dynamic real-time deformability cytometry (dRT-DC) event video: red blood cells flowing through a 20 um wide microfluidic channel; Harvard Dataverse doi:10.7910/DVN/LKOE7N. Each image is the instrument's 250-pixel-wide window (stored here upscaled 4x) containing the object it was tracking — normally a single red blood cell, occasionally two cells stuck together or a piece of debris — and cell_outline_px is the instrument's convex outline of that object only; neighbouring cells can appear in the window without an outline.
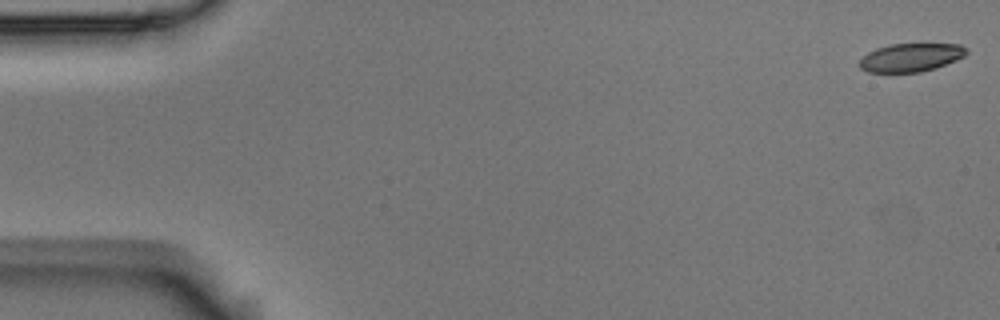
{"species": "Egyptian fruit bat (a non-hibernating species)", "species_latin": "Rousettus aegyptiacus", "temperature_condition": "room temperature", "stored_images_in_passage": 8, "camera_frame_rate_fps": 3000, "um_per_image_px": 0.085, "animal": {"sex": "male"}, "frame": {"image": 1, "passage_image": 1, "time_ms": 0.0, "image_size_px": [1000, 320], "cell_outline_px": [[968, 52], [964, 56], [956, 60], [936, 68], [920, 72], [868, 72], [860, 68], [860, 60], [868, 52], [876, 48], [892, 44], [960, 44]], "centroid_in_image_um": [77.42, 4.89], "position_along_channel_um": 7.6, "area_um2": 17.51}}
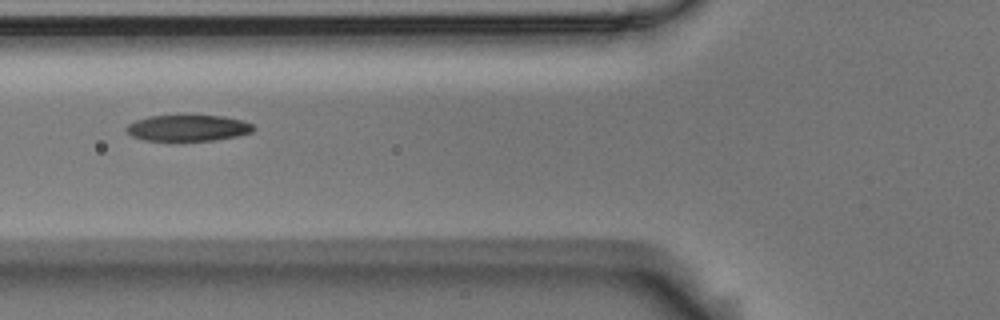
{"frame": {"image": 2, "passage_image": 6, "time_ms": 1.667, "image_size_px": [1000, 320], "cell_outline_px": [[256, 128], [252, 132], [236, 136], [216, 140], [144, 140], [132, 136], [124, 128], [128, 124], [136, 120], [148, 116], [224, 116], [244, 120], [252, 124]], "centroid_in_image_um": [16.0, 10.87], "position_along_channel_um": 109.8, "area_um2": 19.25}}
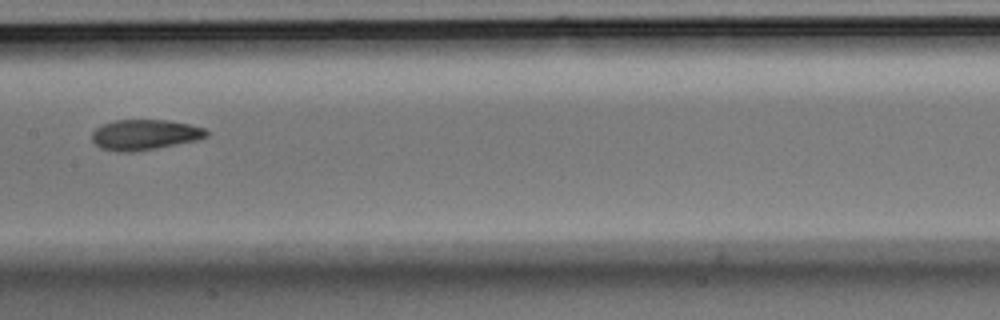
{"frame": {"image": 3, "passage_image": 8, "time_ms": 2.333, "image_size_px": [1000, 320], "cell_outline_px": [[208, 136], [200, 140], [156, 148], [132, 152], [120, 152], [100, 148], [92, 140], [92, 132], [96, 128], [104, 124], [116, 120], [168, 120], [188, 124], [204, 128], [208, 132]], "centroid_in_image_um": [12.32, 11.45], "position_along_channel_um": 195.1, "area_um2": 20.29}}